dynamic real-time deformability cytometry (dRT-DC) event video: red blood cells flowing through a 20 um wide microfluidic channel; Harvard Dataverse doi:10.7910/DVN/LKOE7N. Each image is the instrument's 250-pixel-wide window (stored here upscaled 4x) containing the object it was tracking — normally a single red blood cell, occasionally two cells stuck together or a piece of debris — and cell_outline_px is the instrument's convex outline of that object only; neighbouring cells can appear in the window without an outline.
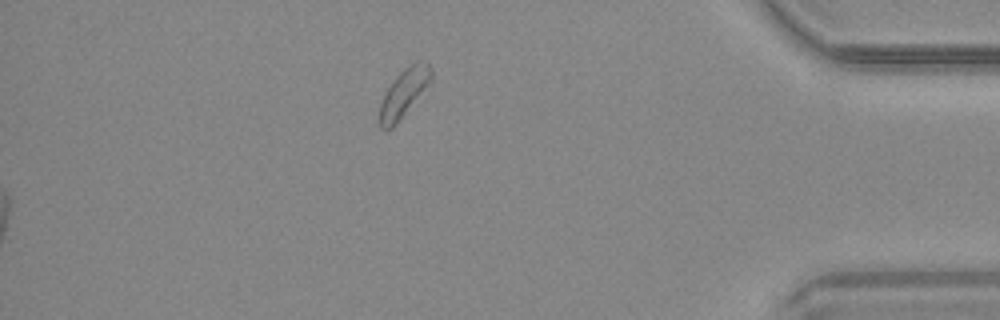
{"species": "common noctule bat (a hibernating species)", "species_latin": "Nyctalus noctula", "temperature_condition": "warm", "stored_images_in_passage": 32, "segment_of_instrument_passage": [2, 2], "camera_frame_rate_fps": 3000, "um_per_image_px": 0.085, "animal": {"sex": "male", "body_mass_g": 20.4}, "frame": {"image": 1, "passage_image": 32, "time_ms": 10.333, "image_size_px": [1000, 320], "cell_outline_px": [[432, 80], [400, 120], [392, 128], [384, 132], [380, 128], [380, 104], [388, 88], [396, 76], [408, 64], [416, 60], [424, 60], [428, 64], [432, 72]], "centroid_in_image_um": [34.34, 7.89], "position_along_channel_um": 400.9, "area_um2": 14.39}}